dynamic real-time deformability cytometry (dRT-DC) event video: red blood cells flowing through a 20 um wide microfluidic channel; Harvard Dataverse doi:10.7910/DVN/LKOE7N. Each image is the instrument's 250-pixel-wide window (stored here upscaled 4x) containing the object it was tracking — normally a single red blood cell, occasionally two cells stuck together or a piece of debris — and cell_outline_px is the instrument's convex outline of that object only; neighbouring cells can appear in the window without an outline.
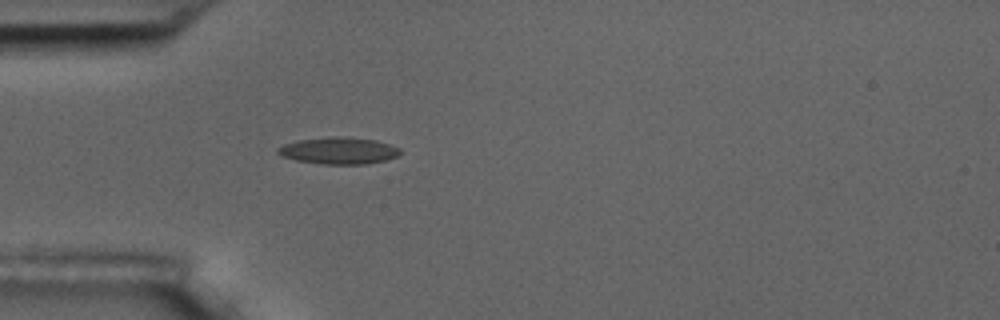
{"species": "common noctule bat (a hibernating species)", "species_latin": "Nyctalus noctula", "temperature_condition": "room temperature", "stored_images_in_passage": 1, "camera_frame_rate_fps": 3000, "um_per_image_px": 0.085, "animal": {"sex": "male", "body_mass_g": 17.5, "forearm_length_mm": 52.3}, "frame": {"image": 1, "passage_image": 1, "time_ms": 0.0, "image_size_px": [1000, 320], "cell_outline_px": [[404, 152], [396, 156], [384, 160], [364, 164], [324, 164], [296, 160], [280, 156], [276, 152], [276, 148], [284, 144], [300, 140], [332, 136], [336, 136], [376, 140], [400, 148]], "centroid_in_image_um": [28.77, 12.81], "position_along_channel_um": 56.2, "area_um2": 19.02}}